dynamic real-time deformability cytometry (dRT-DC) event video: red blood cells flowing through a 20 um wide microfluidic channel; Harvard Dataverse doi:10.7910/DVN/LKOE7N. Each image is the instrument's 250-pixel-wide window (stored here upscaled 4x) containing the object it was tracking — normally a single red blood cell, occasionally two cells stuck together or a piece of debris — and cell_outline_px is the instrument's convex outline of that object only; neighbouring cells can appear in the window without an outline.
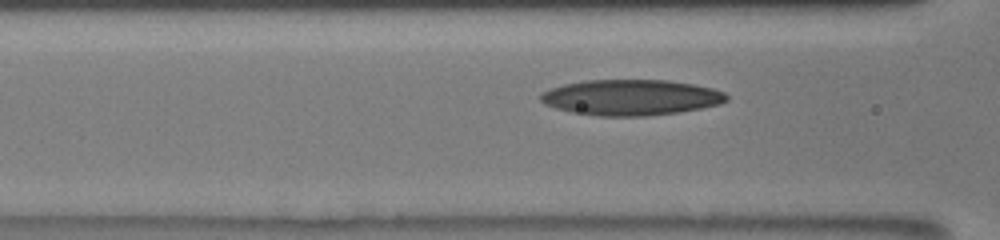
{"species": "human", "species_latin": "Homo sapiens", "temperature_condition": "room temperature", "stored_images_in_passage": 30, "camera_frame_rate_fps": 3000, "um_per_image_px": 0.085, "donor": {"sex": "male"}, "frame": {"image": 1, "passage_image": 9, "time_ms": 2.667, "image_size_px": [1000, 240], "cell_outline_px": [[728, 100], [720, 104], [700, 108], [676, 112], [648, 116], [600, 116], [572, 112], [556, 108], [544, 104], [540, 100], [540, 96], [544, 92], [552, 88], [564, 84], [584, 80], [668, 80], [692, 84], [712, 88], [724, 92], [728, 96]], "centroid_in_image_um": [53.63, 8.28], "position_along_channel_um": 113.0, "area_um2": 38.55}}
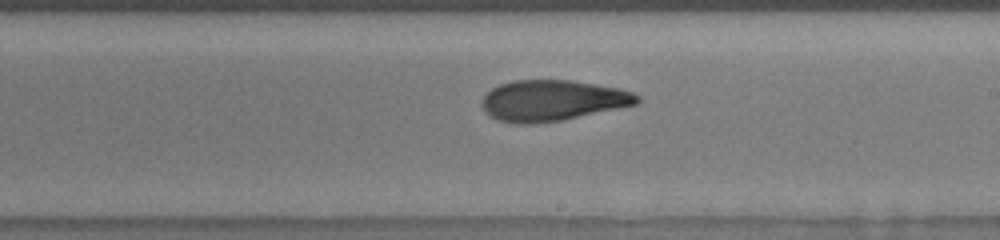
{"frame": {"image": 2, "passage_image": 19, "time_ms": 6.0, "image_size_px": [1000, 240], "cell_outline_px": [[640, 100], [636, 104], [560, 120], [532, 124], [516, 124], [496, 120], [488, 116], [484, 112], [480, 104], [480, 100], [492, 88], [500, 84], [512, 80], [572, 80], [620, 88], [632, 92], [640, 96]], "centroid_in_image_um": [46.89, 8.54], "position_along_channel_um": 242.1, "area_um2": 37.05}}
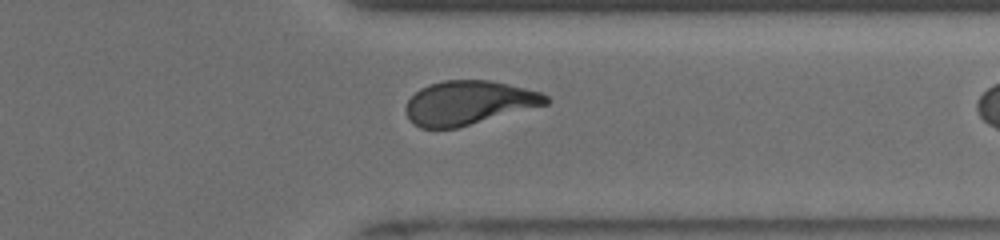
{"frame": {"image": 3, "passage_image": 29, "time_ms": 9.333, "image_size_px": [1000, 240], "cell_outline_px": [[552, 100], [548, 104], [456, 128], [420, 128], [412, 124], [408, 120], [404, 108], [408, 100], [420, 88], [428, 84], [444, 80], [488, 80], [508, 84], [540, 92], [548, 96]], "centroid_in_image_um": [39.8, 8.74], "position_along_channel_um": 371.6, "area_um2": 35.95}}